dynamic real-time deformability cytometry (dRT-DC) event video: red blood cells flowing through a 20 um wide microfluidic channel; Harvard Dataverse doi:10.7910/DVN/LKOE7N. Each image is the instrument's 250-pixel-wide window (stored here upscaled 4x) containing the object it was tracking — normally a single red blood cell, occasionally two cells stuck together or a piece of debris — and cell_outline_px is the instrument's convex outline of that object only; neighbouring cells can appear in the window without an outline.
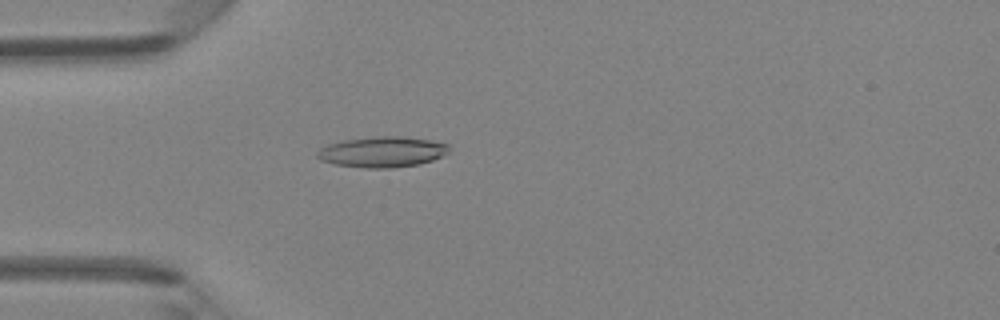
{"species": "Egyptian fruit bat (a non-hibernating species)", "species_latin": "Rousettus aegyptiacus", "temperature_condition": "room temperature", "stored_images_in_passage": 2, "camera_frame_rate_fps": 3000, "um_per_image_px": 0.085, "animal": {"sex": "female"}, "frame": {"image": 1, "passage_image": 2, "time_ms": 1.0, "image_size_px": [1000, 320], "cell_outline_px": [[448, 152], [432, 160], [420, 164], [392, 168], [364, 168], [336, 164], [320, 160], [316, 156], [316, 152], [320, 148], [328, 144], [344, 140], [376, 136], [400, 136], [428, 140], [448, 144]], "centroid_in_image_um": [32.45, 12.91], "position_along_channel_um": 52.5, "area_um2": 23.41}}